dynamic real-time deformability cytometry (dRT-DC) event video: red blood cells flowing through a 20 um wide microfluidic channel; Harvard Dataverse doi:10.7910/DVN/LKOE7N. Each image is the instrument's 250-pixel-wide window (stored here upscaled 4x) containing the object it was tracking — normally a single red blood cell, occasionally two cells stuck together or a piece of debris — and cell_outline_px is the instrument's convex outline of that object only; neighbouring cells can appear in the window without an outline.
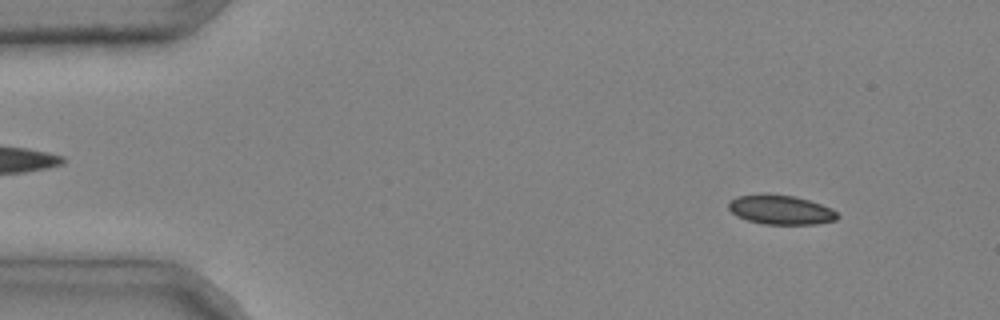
{"species": "common noctule bat (a hibernating species)", "species_latin": "Nyctalus noctula", "temperature_condition": "cold", "stored_images_in_passage": 4, "segment_of_instrument_passage": [1, 2], "camera_frame_rate_fps": 3000, "um_per_image_px": 0.085, "animal": {"sex": "male", "body_mass_g": 20.4}, "frame": {"image": 1, "passage_image": 1, "time_ms": 0.0, "image_size_px": [1000, 320], "cell_outline_px": [[840, 216], [836, 220], [816, 224], [764, 224], [748, 220], [736, 216], [728, 208], [728, 200], [736, 196], [760, 192], [792, 196], [808, 200], [832, 208]], "centroid_in_image_um": [66.31, 17.81], "position_along_channel_um": 18.7, "area_um2": 18.9}}